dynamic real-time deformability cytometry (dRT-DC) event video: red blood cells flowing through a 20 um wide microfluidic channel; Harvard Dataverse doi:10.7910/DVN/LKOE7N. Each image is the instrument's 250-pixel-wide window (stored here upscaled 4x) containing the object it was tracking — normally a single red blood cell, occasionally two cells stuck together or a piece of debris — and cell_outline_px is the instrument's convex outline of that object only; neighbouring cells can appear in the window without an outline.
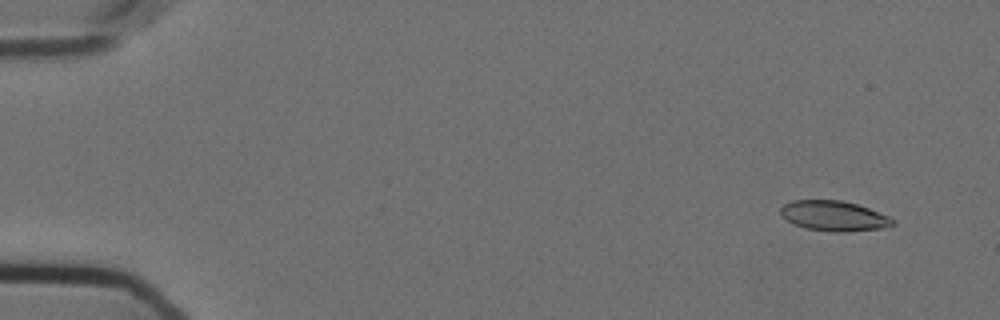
{"species": "Egyptian fruit bat (a non-hibernating species)", "species_latin": "Rousettus aegyptiacus", "temperature_condition": "cold", "stored_images_in_passage": 57, "camera_frame_rate_fps": 3000, "um_per_image_px": 0.085, "animal": {"sex": "female"}, "frame": {"image": 1, "passage_image": 4, "time_ms": 1.0, "image_size_px": [1000, 320], "cell_outline_px": [[896, 224], [884, 228], [848, 232], [832, 232], [804, 228], [792, 224], [780, 216], [780, 208], [784, 204], [792, 200], [840, 200], [856, 204], [868, 208], [888, 216], [896, 220]], "centroid_in_image_um": [70.86, 18.36], "position_along_channel_um": 14.1, "area_um2": 20.0}}
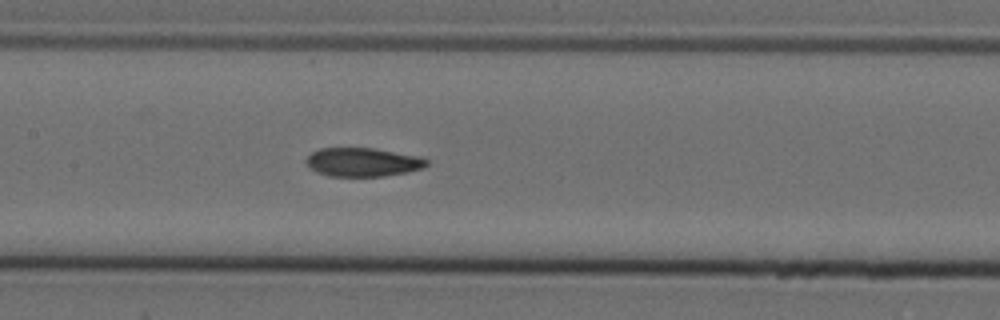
{"frame": {"image": 2, "passage_image": 28, "time_ms": 9.0, "image_size_px": [1000, 320], "cell_outline_px": [[428, 164], [424, 168], [408, 172], [384, 176], [328, 176], [316, 172], [304, 160], [312, 152], [320, 148], [372, 148], [420, 156], [428, 160]], "centroid_in_image_um": [30.86, 13.78], "position_along_channel_um": 176.5, "area_um2": 20.17}}
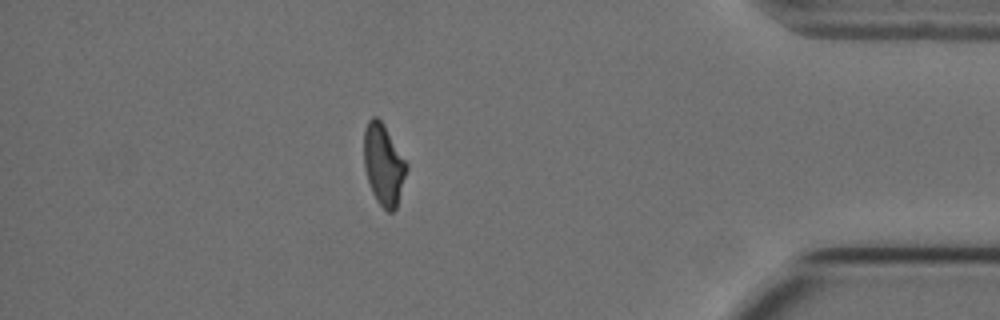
{"frame": {"image": 3, "passage_image": 50, "time_ms": 16.333, "image_size_px": [1000, 320], "cell_outline_px": [[408, 168], [396, 208], [392, 212], [388, 212], [376, 200], [372, 192], [364, 168], [364, 132], [368, 120], [372, 116], [376, 116], [384, 124], [408, 164]], "centroid_in_image_um": [32.6, 13.97], "position_along_channel_um": 402.6, "area_um2": 20.11}, "authors_computed_cell_mechanics": {"area_um2": 20.7502, "velocity_mm_per_s": 3.5774, "shape_relaxation_time_tau1_ms": null, "shape_relaxation_time_tau2_ms": 3.0414, "deformation_change_tau1": null, "deformation_change_tau2": 0.0758}}